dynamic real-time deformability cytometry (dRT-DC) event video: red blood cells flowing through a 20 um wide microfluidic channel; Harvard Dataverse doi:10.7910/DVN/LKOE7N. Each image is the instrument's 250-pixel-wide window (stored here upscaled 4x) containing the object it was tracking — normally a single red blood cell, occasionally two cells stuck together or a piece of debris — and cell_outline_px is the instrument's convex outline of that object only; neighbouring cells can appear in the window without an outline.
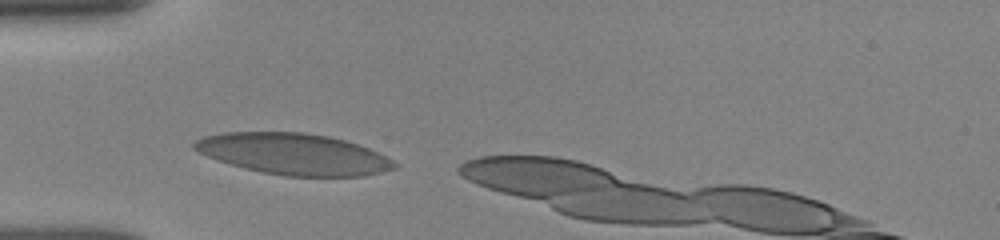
{"species": "human", "species_latin": "Homo sapiens", "temperature_condition": "room temperature", "stored_images_in_passage": 3, "camera_frame_rate_fps": 3000, "um_per_image_px": 0.085, "donor": {"sex": "female"}, "frame": {"image": 1, "passage_image": 1, "time_ms": 0.0, "image_size_px": [1000, 240], "cell_outline_px": [[400, 164], [396, 168], [364, 176], [284, 176], [244, 168], [208, 156], [192, 148], [192, 144], [196, 140], [204, 136], [224, 132], [304, 132], [328, 136], [344, 140], [368, 148]], "centroid_in_image_um": [24.96, 13.09], "position_along_channel_um": 60.0, "area_um2": 47.74}}
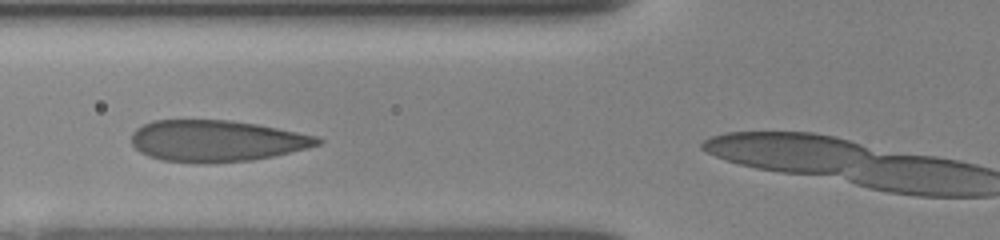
{"frame": {"image": 2, "passage_image": 2, "time_ms": 1.333, "image_size_px": [1000, 240], "cell_outline_px": [[324, 140], [320, 144], [308, 148], [272, 156], [252, 160], [204, 164], [160, 160], [148, 156], [140, 152], [132, 144], [132, 132], [136, 128], [152, 120], [228, 120], [256, 124], [316, 136]], "centroid_in_image_um": [18.37, 11.98], "position_along_channel_um": 107.4, "area_um2": 44.97}}